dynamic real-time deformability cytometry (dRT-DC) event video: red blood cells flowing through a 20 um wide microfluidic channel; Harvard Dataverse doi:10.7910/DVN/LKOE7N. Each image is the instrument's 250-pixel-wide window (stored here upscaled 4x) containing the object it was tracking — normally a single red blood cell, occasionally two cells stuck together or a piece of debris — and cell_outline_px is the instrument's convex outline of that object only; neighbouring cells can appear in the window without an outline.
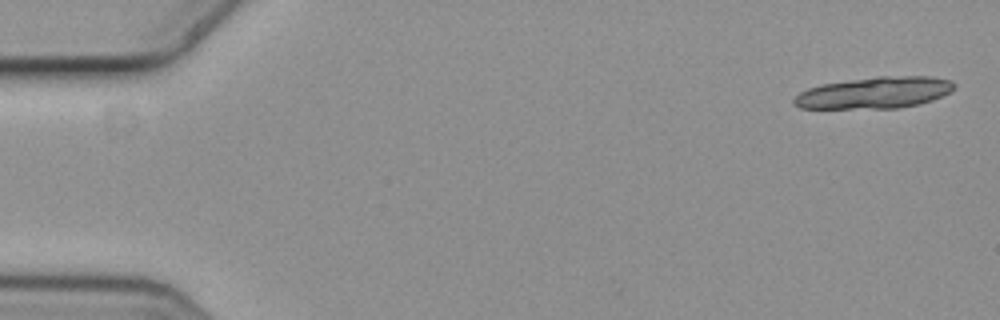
{"species": "common noctule bat (a hibernating species)", "species_latin": "Nyctalus noctula", "temperature_condition": "cold", "stored_images_in_passage": 4, "camera_frame_rate_fps": 3000, "um_per_image_px": 0.085, "animal": {"sex": "female", "body_mass_g": 19.3, "forearm_length_mm": 54.1}, "frame": {"image": 1, "passage_image": 1, "time_ms": 0.0, "image_size_px": [1000, 320], "cell_outline_px": [[956, 88], [952, 92], [932, 100], [920, 104], [900, 108], [800, 108], [792, 104], [792, 100], [800, 92], [808, 88], [820, 84], [876, 76], [932, 76], [952, 80], [956, 84]], "centroid_in_image_um": [74.38, 7.87], "position_along_channel_um": 10.6, "area_um2": 29.82}}